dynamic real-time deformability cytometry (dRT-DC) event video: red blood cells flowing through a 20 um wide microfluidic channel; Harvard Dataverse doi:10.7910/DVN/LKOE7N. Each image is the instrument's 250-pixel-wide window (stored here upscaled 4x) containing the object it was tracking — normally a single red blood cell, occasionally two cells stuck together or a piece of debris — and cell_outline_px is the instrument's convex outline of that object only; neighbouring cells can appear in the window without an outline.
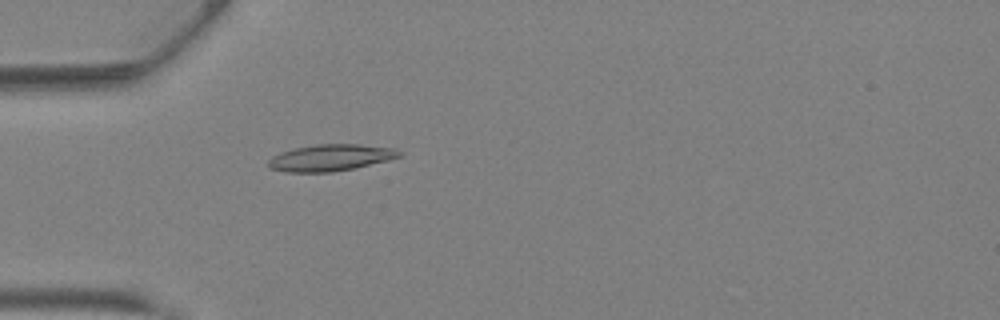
{"species": "Egyptian fruit bat (a non-hibernating species)", "species_latin": "Rousettus aegyptiacus", "temperature_condition": "warm", "stored_images_in_passage": 43, "camera_frame_rate_fps": 3000, "um_per_image_px": 0.085, "animal": {"sex": "female"}, "frame": {"image": 1, "passage_image": 14, "time_ms": 4.333, "image_size_px": [1000, 320], "cell_outline_px": [[404, 152], [400, 156], [388, 160], [356, 168], [332, 172], [284, 172], [268, 168], [268, 160], [272, 156], [280, 152], [296, 148], [316, 144], [360, 144], [392, 148]], "centroid_in_image_um": [28.08, 13.41], "position_along_channel_um": 56.9, "area_um2": 20.4}}
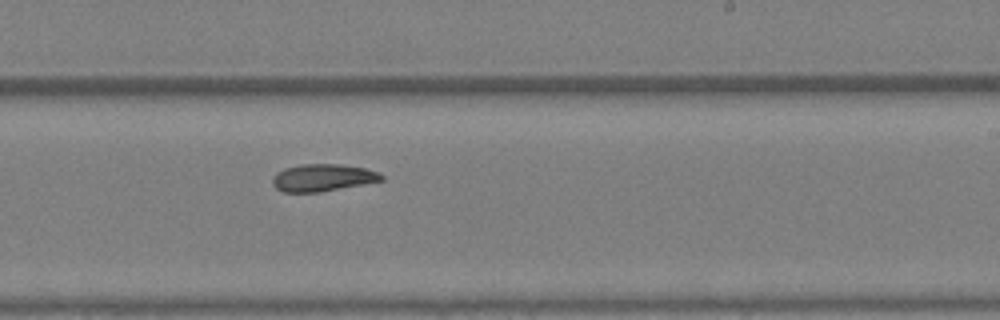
{"frame": {"image": 2, "passage_image": 27, "time_ms": 8.667, "image_size_px": [1000, 320], "cell_outline_px": [[384, 180], [364, 184], [320, 192], [284, 192], [276, 188], [272, 184], [272, 180], [276, 172], [284, 168], [300, 164], [336, 164], [364, 168], [380, 172], [384, 176]], "centroid_in_image_um": [27.43, 15.1], "position_along_channel_um": 261.6, "area_um2": 17.34}}
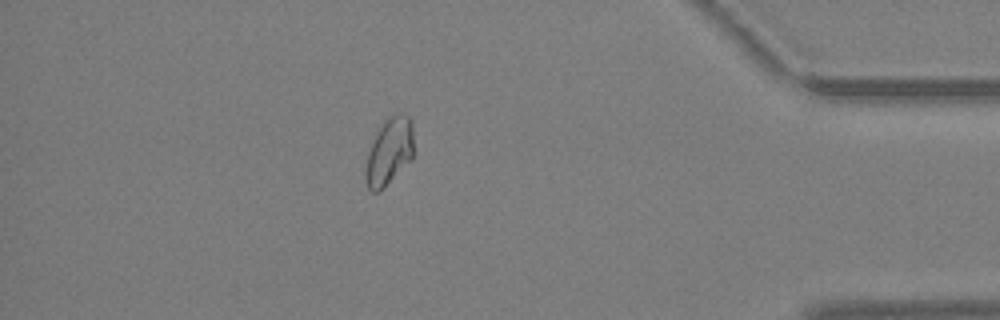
{"frame": {"image": 3, "passage_image": 38, "time_ms": 12.333, "image_size_px": [1000, 320], "cell_outline_px": [[412, 160], [376, 192], [372, 192], [368, 188], [364, 180], [364, 168], [368, 152], [376, 132], [384, 120], [388, 116], [396, 112], [408, 116], [412, 120]], "centroid_in_image_um": [33.05, 12.84], "position_along_channel_um": 402.1, "area_um2": 18.73}, "authors_computed_cell_mechanics": {"area_um2": 18.7272, "velocity_mm_per_s": 4.8941, "shape_relaxation_time_tau1_ms": 11.1684, "shape_relaxation_time_tau2_ms": 1.632, "deformation_change_tau1": 0.2777, "deformation_change_tau2": 0.0661}}